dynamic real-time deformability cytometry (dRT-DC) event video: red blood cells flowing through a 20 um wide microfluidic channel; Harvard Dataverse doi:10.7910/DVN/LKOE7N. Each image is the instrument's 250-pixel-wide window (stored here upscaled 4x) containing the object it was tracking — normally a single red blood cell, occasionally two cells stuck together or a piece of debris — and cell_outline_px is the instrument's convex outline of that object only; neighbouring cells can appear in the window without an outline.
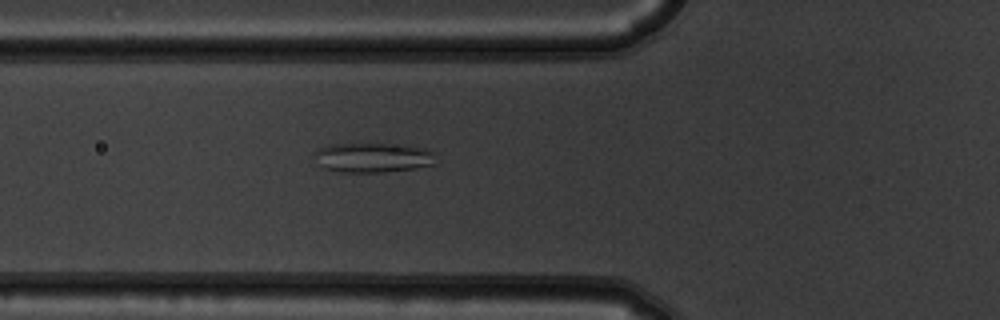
{"species": "common noctule bat (a hibernating species)", "species_latin": "Nyctalus noctula", "temperature_condition": "warm", "stored_images_in_passage": 6, "camera_frame_rate_fps": 3000, "um_per_image_px": 0.085, "animal": {"sex": "male", "body_mass_g": 19.5, "forearm_length_mm": 54.6}, "frame": {"image": 1, "passage_image": 6, "time_ms": 1.667, "image_size_px": [1000, 320], "cell_outline_px": [[436, 164], [412, 168], [384, 172], [340, 172], [320, 168], [316, 152], [320, 148], [328, 144], [404, 144], [428, 148], [436, 152]], "centroid_in_image_um": [31.78, 13.39], "position_along_channel_um": 94.0, "area_um2": 21.21}}